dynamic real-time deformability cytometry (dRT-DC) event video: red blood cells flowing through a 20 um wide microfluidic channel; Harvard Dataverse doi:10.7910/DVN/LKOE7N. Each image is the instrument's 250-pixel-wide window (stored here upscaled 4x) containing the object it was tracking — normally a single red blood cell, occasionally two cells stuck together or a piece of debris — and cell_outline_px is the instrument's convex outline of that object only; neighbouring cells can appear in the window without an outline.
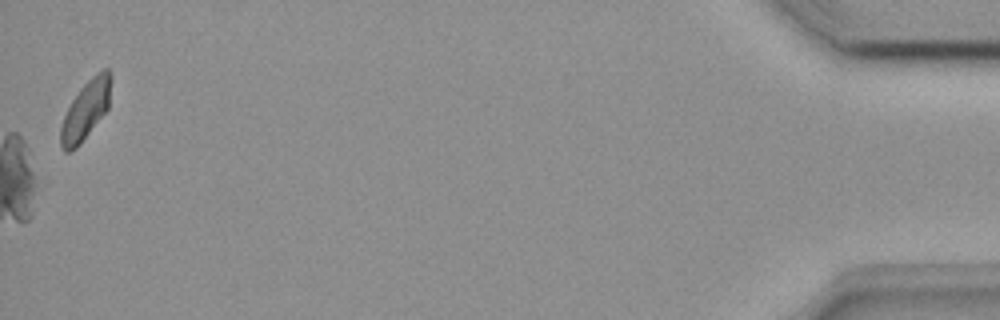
{"species": "common noctule bat (a hibernating species)", "species_latin": "Nyctalus noctula", "temperature_condition": "room temperature", "stored_images_in_passage": 35, "camera_frame_rate_fps": 3000, "um_per_image_px": 0.085, "animal": {"sex": "female", "body_mass_g": 18.4}, "frame": {"image": 1, "passage_image": 35, "time_ms": 11.333, "image_size_px": [1000, 320], "cell_outline_px": [[112, 76], [108, 108], [80, 144], [76, 148], [68, 152], [64, 152], [60, 144], [60, 128], [64, 116], [72, 100], [80, 88], [96, 72], [104, 68], [108, 68], [112, 72]], "centroid_in_image_um": [7.29, 9.33], "position_along_channel_um": 427.9, "area_um2": 17.22}}